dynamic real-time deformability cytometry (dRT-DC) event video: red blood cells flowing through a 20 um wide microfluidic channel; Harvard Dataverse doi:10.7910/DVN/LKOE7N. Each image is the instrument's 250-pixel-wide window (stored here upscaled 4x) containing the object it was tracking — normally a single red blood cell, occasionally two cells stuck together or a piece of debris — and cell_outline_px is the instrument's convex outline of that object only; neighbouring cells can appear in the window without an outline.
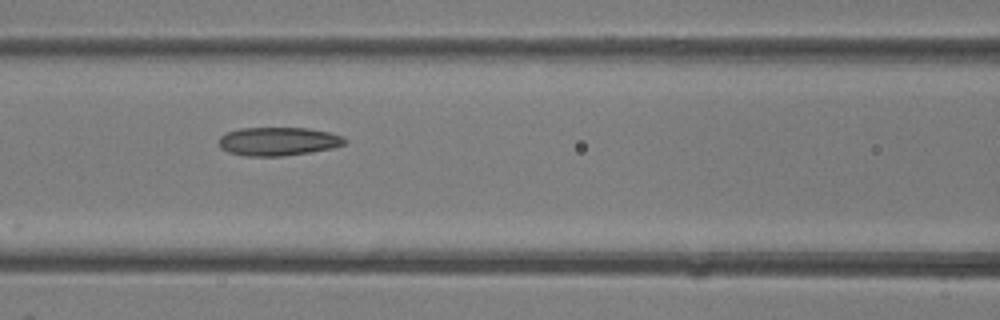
{"species": "common noctule bat (a hibernating species)", "species_latin": "Nyctalus noctula", "temperature_condition": "room temperature", "stored_images_in_passage": 4, "camera_frame_rate_fps": 3000, "um_per_image_px": 0.085, "animal": {"sex": "female"}, "frame": {"image": 1, "passage_image": 3, "time_ms": 0.667, "image_size_px": [1000, 320], "cell_outline_px": [[348, 140], [344, 144], [332, 148], [284, 156], [244, 156], [228, 152], [220, 148], [220, 136], [228, 132], [240, 128], [308, 128], [328, 132], [344, 136]], "centroid_in_image_um": [23.65, 12.02], "position_along_channel_um": 142.9, "area_um2": 20.87}}
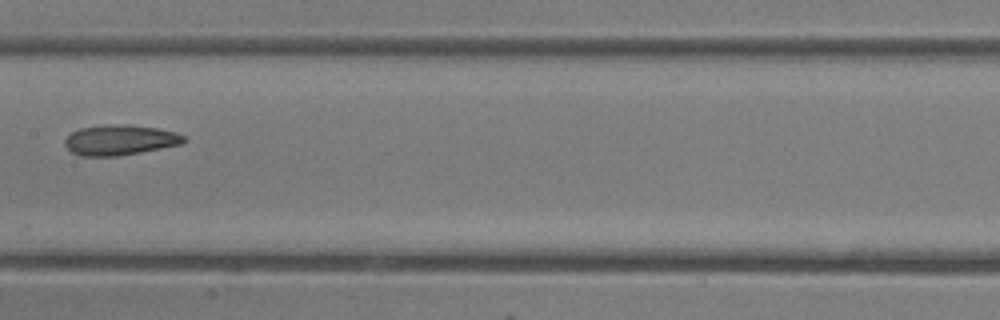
{"frame": {"image": 2, "passage_image": 4, "time_ms": 1.0, "image_size_px": [1000, 320], "cell_outline_px": [[188, 140], [184, 144], [140, 152], [116, 156], [84, 156], [72, 152], [64, 144], [64, 140], [72, 132], [80, 128], [104, 124], [128, 124], [156, 128], [176, 132], [184, 136]], "centroid_in_image_um": [10.23, 11.89], "position_along_channel_um": 197.2, "area_um2": 21.1}}